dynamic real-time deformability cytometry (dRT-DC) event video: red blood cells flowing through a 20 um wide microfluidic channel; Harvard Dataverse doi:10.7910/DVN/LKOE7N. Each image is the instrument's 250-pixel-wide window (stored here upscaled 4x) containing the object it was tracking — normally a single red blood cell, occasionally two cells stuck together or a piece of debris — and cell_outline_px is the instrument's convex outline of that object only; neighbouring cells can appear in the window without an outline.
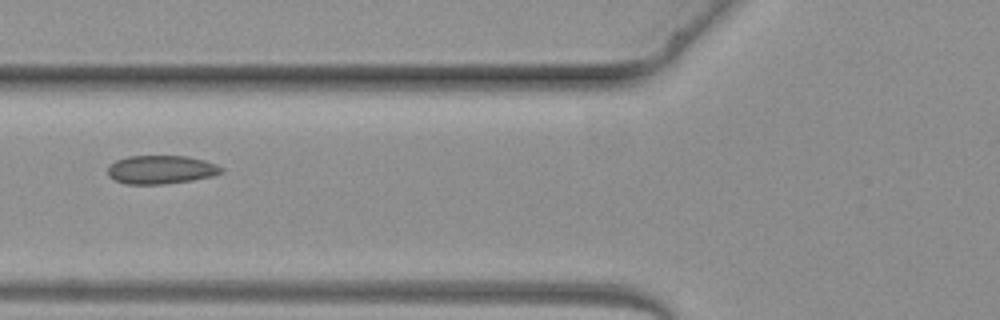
{"species": "common noctule bat (a hibernating species)", "species_latin": "Nyctalus noctula", "temperature_condition": "warm", "stored_images_in_passage": 2, "camera_frame_rate_fps": 3000, "um_per_image_px": 0.085, "animal": {"sex": "female", "body_mass_g": 19.3, "forearm_length_mm": 54.1}, "frame": {"image": 1, "passage_image": 2, "time_ms": 1.0, "image_size_px": [1000, 320], "cell_outline_px": [[224, 172], [212, 176], [192, 180], [164, 184], [128, 184], [116, 180], [108, 176], [108, 164], [116, 160], [128, 156], [188, 156], [204, 160], [216, 164], [224, 168]], "centroid_in_image_um": [13.69, 14.41], "position_along_channel_um": 112.1, "area_um2": 18.96}}